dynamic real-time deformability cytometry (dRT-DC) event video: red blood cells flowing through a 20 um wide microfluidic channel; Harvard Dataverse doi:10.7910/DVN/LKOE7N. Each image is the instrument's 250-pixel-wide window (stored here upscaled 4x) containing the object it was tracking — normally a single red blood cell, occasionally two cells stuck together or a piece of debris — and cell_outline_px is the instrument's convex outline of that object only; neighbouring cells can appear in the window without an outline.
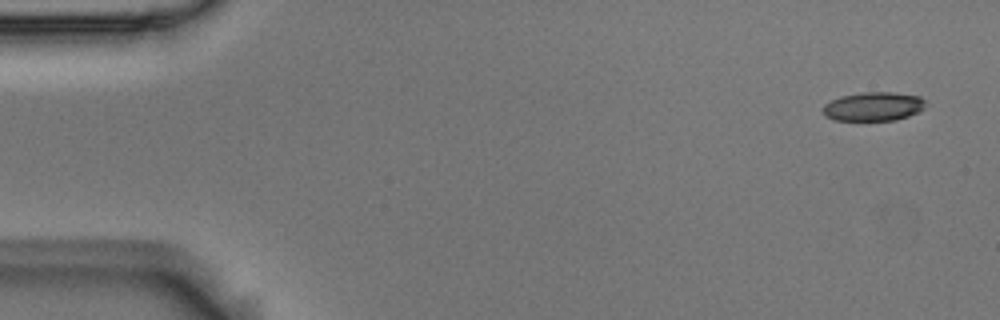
{"species": "Egyptian fruit bat (a non-hibernating species)", "species_latin": "Rousettus aegyptiacus", "temperature_condition": "room temperature", "stored_images_in_passage": 5, "camera_frame_rate_fps": 3000, "um_per_image_px": 0.085, "animal": {"sex": "male"}, "frame": {"image": 1, "passage_image": 1, "time_ms": 0.0, "image_size_px": [1000, 320], "cell_outline_px": [[924, 108], [908, 116], [896, 120], [832, 120], [824, 116], [824, 104], [840, 96], [864, 92], [896, 92], [920, 96], [924, 100]], "centroid_in_image_um": [74.23, 9.04], "position_along_channel_um": 10.8, "area_um2": 17.22}}
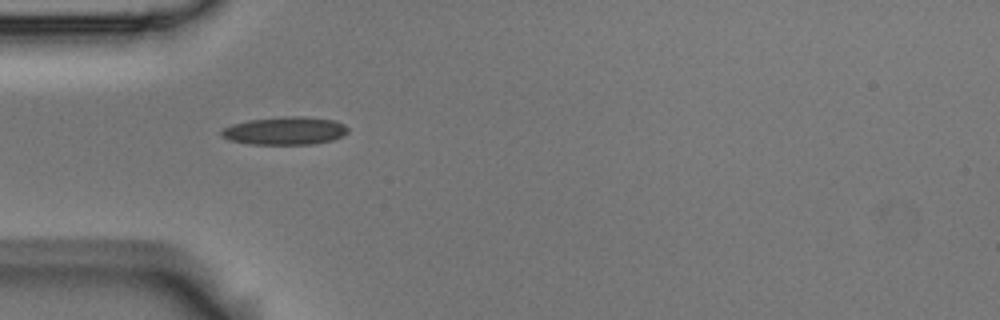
{"frame": {"image": 2, "passage_image": 4, "time_ms": 1.0, "image_size_px": [1000, 320], "cell_outline_px": [[348, 132], [332, 140], [312, 144], [248, 144], [228, 140], [220, 136], [220, 132], [224, 128], [232, 124], [248, 120], [284, 116], [304, 116], [332, 120], [344, 124], [348, 128]], "centroid_in_image_um": [24.18, 11.11], "position_along_channel_um": 60.8, "area_um2": 20.63}}
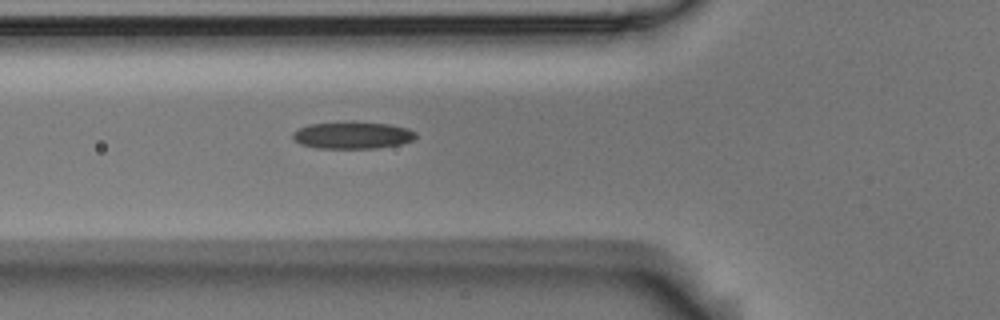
{"frame": {"image": 3, "passage_image": 5, "time_ms": 1.333, "image_size_px": [1000, 320], "cell_outline_px": [[416, 136], [412, 140], [400, 144], [376, 148], [316, 148], [300, 144], [292, 140], [292, 132], [308, 124], [340, 120], [352, 120], [388, 124], [408, 128], [416, 132]], "centroid_in_image_um": [29.91, 11.46], "position_along_channel_um": 95.9, "area_um2": 20.0}}